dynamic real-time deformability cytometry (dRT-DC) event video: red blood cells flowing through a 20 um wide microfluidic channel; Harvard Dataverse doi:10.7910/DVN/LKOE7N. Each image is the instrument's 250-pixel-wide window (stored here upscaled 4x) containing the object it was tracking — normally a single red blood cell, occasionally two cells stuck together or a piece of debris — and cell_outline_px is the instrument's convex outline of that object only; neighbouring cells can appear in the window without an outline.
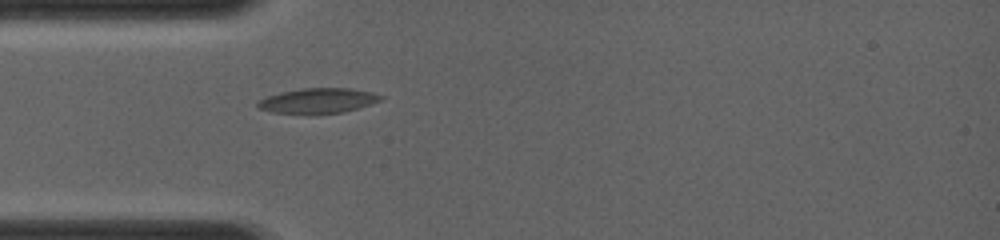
{"species": "common noctule bat (a hibernating species)", "species_latin": "Nyctalus noctula", "temperature_condition": "room temperature", "stored_images_in_passage": 37, "camera_frame_rate_fps": 4000, "um_per_image_px": 0.085, "animal": {"sex": "female", "body_mass_g": 19.0, "forearm_length_mm": 56.7}, "frame": {"image": 1, "passage_image": 1, "time_ms": 0.0, "image_size_px": [1000, 240], "cell_outline_px": [[384, 96], [380, 100], [344, 112], [272, 112], [256, 108], [256, 104], [260, 100], [268, 96], [280, 92], [300, 88], [352, 88], [372, 92]], "centroid_in_image_um": [27.01, 8.52], "position_along_channel_um": 58.0, "area_um2": 17.4}}
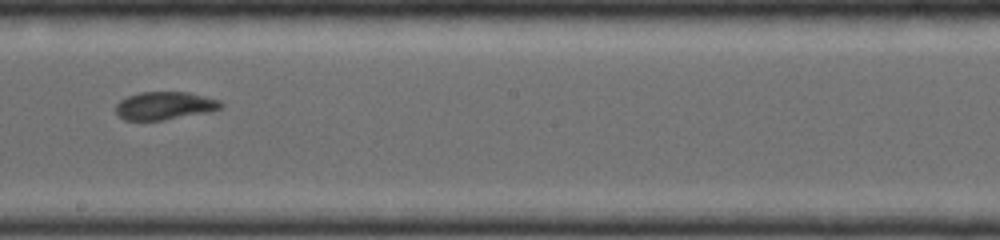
{"frame": {"image": 2, "passage_image": 16, "time_ms": 3.75, "image_size_px": [1000, 240], "cell_outline_px": [[224, 104], [220, 108], [212, 112], [164, 120], [124, 120], [116, 112], [116, 104], [120, 100], [128, 96], [140, 92], [188, 92], [220, 100]], "centroid_in_image_um": [14.03, 8.99], "position_along_channel_um": 234.2, "area_um2": 17.22}}
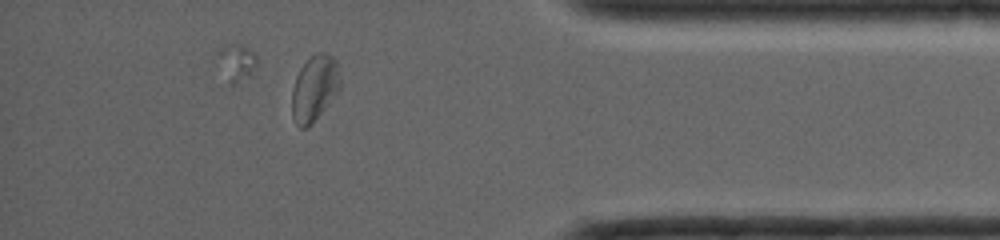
{"frame": {"image": 3, "passage_image": 32, "time_ms": 7.75, "image_size_px": [1000, 240], "cell_outline_px": [[340, 88], [312, 124], [308, 128], [300, 128], [296, 124], [292, 116], [292, 88], [296, 76], [300, 68], [316, 52], [324, 52], [332, 56], [336, 60], [340, 76]], "centroid_in_image_um": [26.72, 7.51], "position_along_channel_um": 408.5, "area_um2": 18.44}}